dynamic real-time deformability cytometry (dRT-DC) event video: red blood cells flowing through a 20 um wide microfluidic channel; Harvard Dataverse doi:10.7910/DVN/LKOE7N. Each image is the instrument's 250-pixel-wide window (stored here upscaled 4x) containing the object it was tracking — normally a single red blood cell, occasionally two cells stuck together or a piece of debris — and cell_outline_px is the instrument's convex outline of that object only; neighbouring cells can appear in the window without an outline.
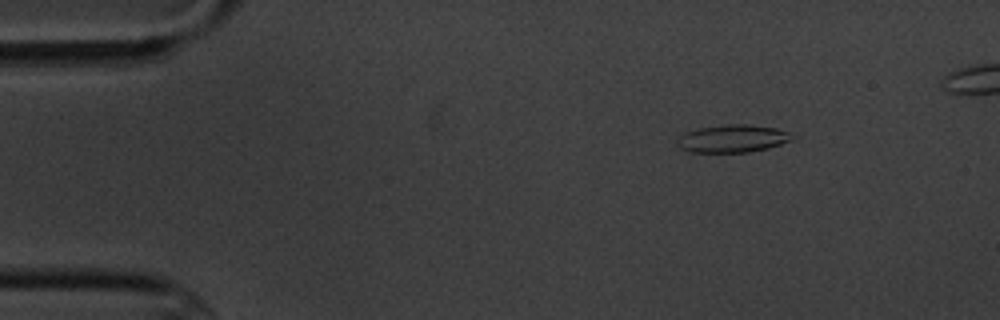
{"species": "common noctule bat (a hibernating species)", "species_latin": "Nyctalus noctula", "temperature_condition": "cold", "stored_images_in_passage": 6, "camera_frame_rate_fps": 3000, "um_per_image_px": 0.085, "animal": {"sex": "male", "body_mass_g": 20.1, "forearm_length_mm": 53.5}, "frame": {"image": 1, "passage_image": 2, "time_ms": 2.333, "image_size_px": [1000, 320], "cell_outline_px": [[796, 136], [792, 140], [768, 148], [748, 152], [688, 152], [680, 148], [676, 144], [676, 140], [680, 136], [688, 132], [700, 128], [724, 124], [748, 124], [776, 128], [788, 132]], "centroid_in_image_um": [62.28, 11.78], "position_along_channel_um": 22.7, "area_um2": 18.55}}